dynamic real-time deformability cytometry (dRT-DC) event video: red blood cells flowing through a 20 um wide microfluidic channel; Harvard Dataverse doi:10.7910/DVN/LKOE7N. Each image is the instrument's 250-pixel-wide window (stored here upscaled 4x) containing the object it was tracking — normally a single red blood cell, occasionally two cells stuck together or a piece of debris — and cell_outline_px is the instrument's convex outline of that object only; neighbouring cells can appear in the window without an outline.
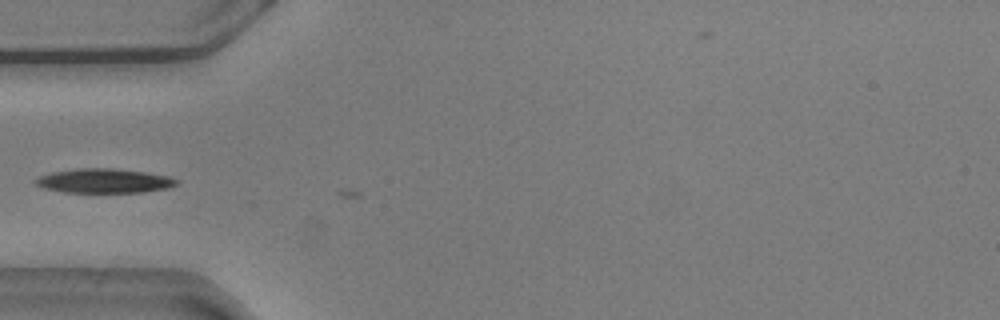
{"species": "common noctule bat (a hibernating species)", "species_latin": "Nyctalus noctula", "temperature_condition": "warm", "stored_images_in_passage": 12, "camera_frame_rate_fps": 3000, "um_per_image_px": 0.085, "animal": {"sex": "male", "body_mass_g": 20.5, "forearm_length_mm": 52.5}, "frame": {"image": 1, "passage_image": 5, "time_ms": 1.333, "image_size_px": [1000, 320], "cell_outline_px": [[180, 184], [168, 188], [144, 192], [64, 192], [44, 188], [36, 184], [32, 180], [40, 176], [52, 172], [76, 168], [112, 168], [144, 172], [172, 176], [180, 180]], "centroid_in_image_um": [8.91, 15.37], "position_along_channel_um": 76.1, "area_um2": 20.17}}